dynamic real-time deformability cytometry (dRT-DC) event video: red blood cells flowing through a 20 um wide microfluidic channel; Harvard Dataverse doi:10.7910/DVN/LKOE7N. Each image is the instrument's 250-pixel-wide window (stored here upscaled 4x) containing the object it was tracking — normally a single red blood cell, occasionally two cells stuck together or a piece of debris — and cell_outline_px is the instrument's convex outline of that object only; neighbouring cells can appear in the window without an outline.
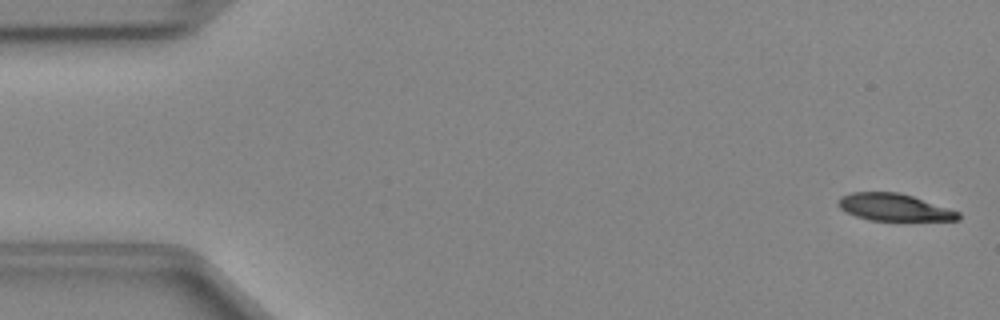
{"species": "Egyptian fruit bat (a non-hibernating species)", "species_latin": "Rousettus aegyptiacus", "temperature_condition": "cold", "stored_images_in_passage": 47, "camera_frame_rate_fps": 3000, "um_per_image_px": 0.085, "animal": {"sex": "female"}, "frame": {"image": 1, "passage_image": 1, "time_ms": 0.0, "image_size_px": [1000, 320], "cell_outline_px": [[960, 220], [868, 220], [844, 212], [836, 204], [836, 200], [840, 196], [852, 192], [896, 192], [912, 196], [960, 212]], "centroid_in_image_um": [75.93, 17.61], "position_along_channel_um": 9.1, "area_um2": 18.96}}
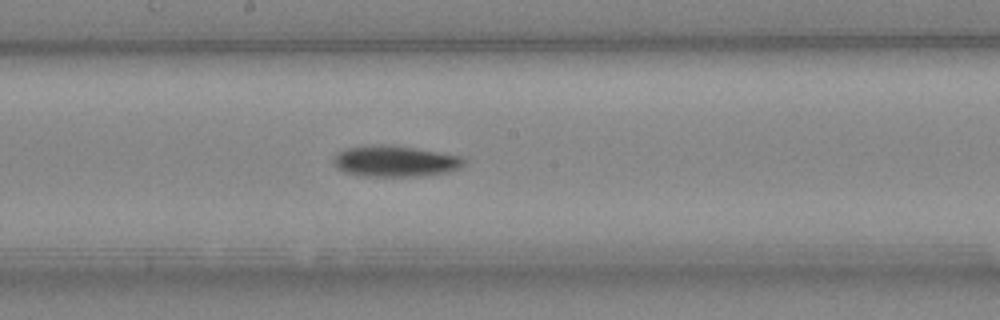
{"frame": {"image": 2, "passage_image": 25, "time_ms": 8.0, "image_size_px": [1000, 320], "cell_outline_px": [[464, 164], [460, 168], [448, 172], [420, 176], [360, 176], [344, 172], [336, 168], [332, 164], [332, 156], [336, 152], [344, 148], [372, 144], [384, 144], [412, 148], [460, 156], [464, 160]], "centroid_in_image_um": [33.47, 13.7], "position_along_channel_um": 214.7, "area_um2": 23.81}}
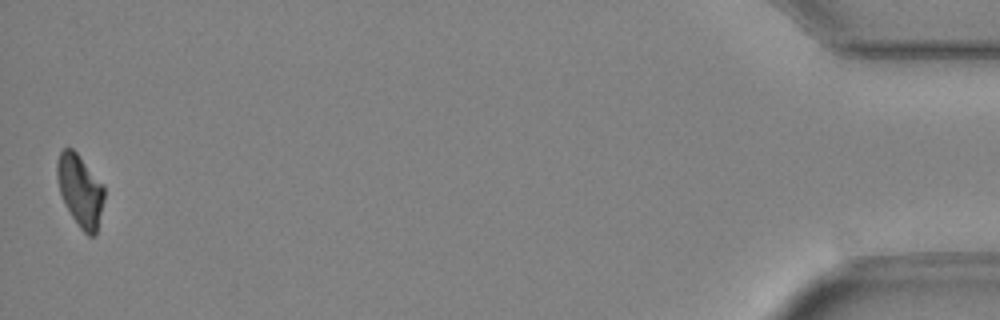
{"frame": {"image": 3, "passage_image": 47, "time_ms": 15.333, "image_size_px": [1000, 320], "cell_outline_px": [[104, 200], [96, 236], [88, 236], [80, 228], [64, 204], [60, 192], [56, 176], [56, 164], [60, 152], [64, 148], [72, 148], [76, 152], [104, 184]], "centroid_in_image_um": [6.82, 16.2], "position_along_channel_um": 428.4, "area_um2": 19.88}}